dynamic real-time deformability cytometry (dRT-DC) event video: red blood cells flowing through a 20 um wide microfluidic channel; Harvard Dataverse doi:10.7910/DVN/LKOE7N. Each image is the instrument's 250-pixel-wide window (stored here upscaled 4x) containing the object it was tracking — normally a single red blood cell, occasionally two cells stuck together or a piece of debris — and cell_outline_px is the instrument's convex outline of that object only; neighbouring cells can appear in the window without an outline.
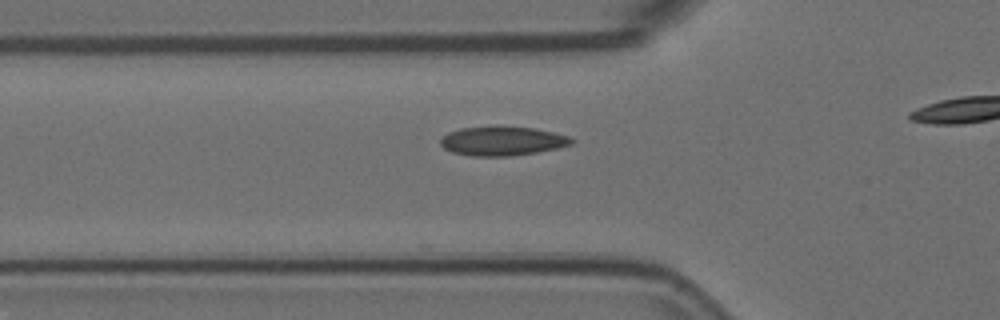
{"species": "Egyptian fruit bat (a non-hibernating species)", "species_latin": "Rousettus aegyptiacus", "temperature_condition": "room temperature", "stored_images_in_passage": 18, "camera_frame_rate_fps": 3000, "um_per_image_px": 0.085, "animal": {"sex": "female"}, "frame": {"image": 1, "passage_image": 2, "time_ms": 0.333, "image_size_px": [1000, 320], "cell_outline_px": [[576, 140], [572, 144], [556, 148], [536, 152], [508, 156], [472, 156], [452, 152], [444, 148], [440, 144], [440, 140], [448, 132], [460, 128], [496, 124], [536, 128], [572, 136]], "centroid_in_image_um": [42.72, 11.95], "position_along_channel_um": 83.1, "area_um2": 22.89}}
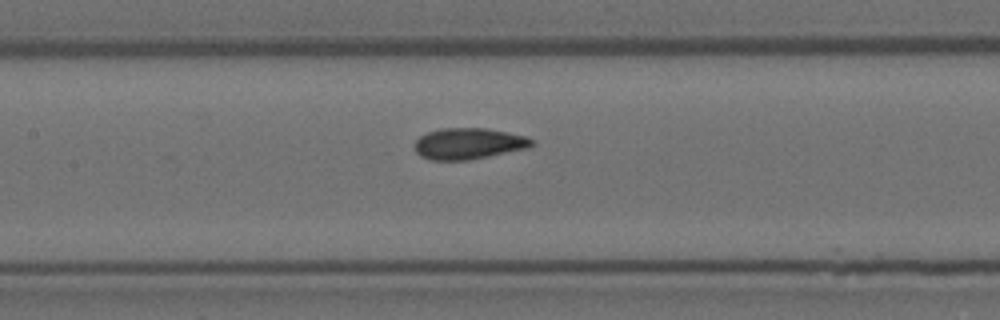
{"frame": {"image": 2, "passage_image": 9, "time_ms": 2.667, "image_size_px": [1000, 320], "cell_outline_px": [[536, 144], [528, 148], [468, 160], [428, 160], [420, 156], [416, 152], [416, 140], [420, 136], [428, 132], [440, 128], [488, 128], [528, 136], [536, 140]], "centroid_in_image_um": [39.88, 12.2], "position_along_channel_um": 167.5, "area_um2": 21.5}}
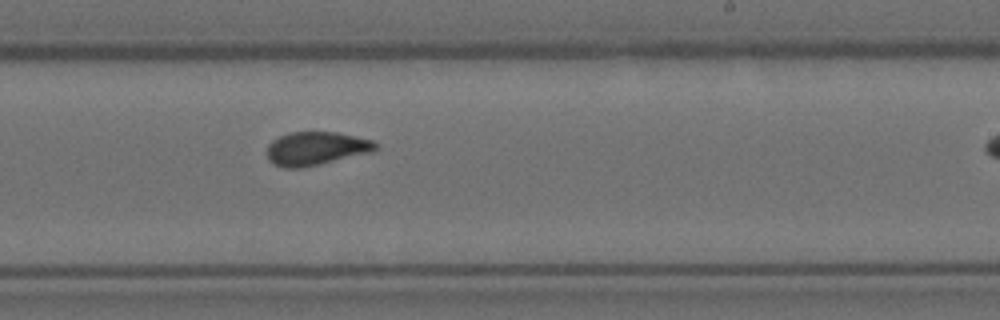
{"frame": {"image": 3, "passage_image": 17, "time_ms": 5.333, "image_size_px": [1000, 320], "cell_outline_px": [[380, 148], [372, 152], [320, 164], [300, 168], [284, 168], [268, 160], [268, 144], [272, 140], [288, 132], [336, 132], [372, 140]], "centroid_in_image_um": [26.87, 12.62], "position_along_channel_um": 262.1, "area_um2": 21.1}}